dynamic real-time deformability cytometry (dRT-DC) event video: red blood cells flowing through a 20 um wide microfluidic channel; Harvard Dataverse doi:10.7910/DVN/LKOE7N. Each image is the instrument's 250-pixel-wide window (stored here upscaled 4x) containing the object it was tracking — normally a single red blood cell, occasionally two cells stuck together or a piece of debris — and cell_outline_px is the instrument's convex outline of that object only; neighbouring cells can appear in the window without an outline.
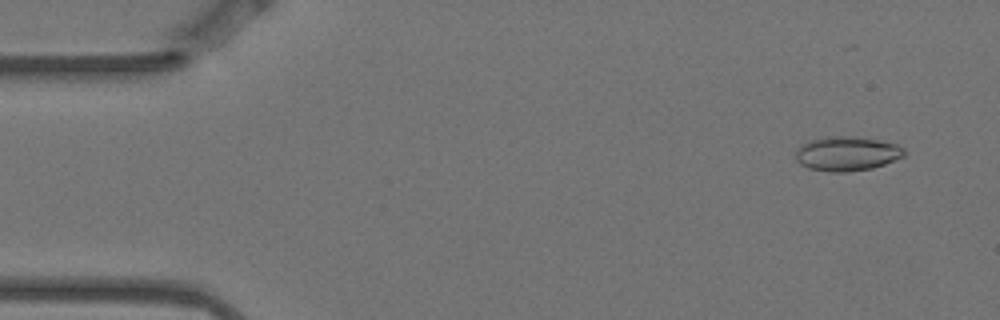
{"species": "Egyptian fruit bat (a non-hibernating species)", "species_latin": "Rousettus aegyptiacus", "temperature_condition": "warm", "stored_images_in_passage": 6, "camera_frame_rate_fps": 3000, "um_per_image_px": 0.085, "animal": {"sex": "female"}, "frame": {"image": 1, "passage_image": 1, "time_ms": 0.0, "image_size_px": [1000, 320], "cell_outline_px": [[904, 156], [884, 164], [872, 168], [848, 172], [832, 172], [808, 168], [800, 164], [796, 160], [796, 148], [800, 144], [808, 140], [828, 136], [856, 136], [880, 140], [896, 144], [904, 148]], "centroid_in_image_um": [71.95, 13.05], "position_along_channel_um": 13.0, "area_um2": 21.96}}
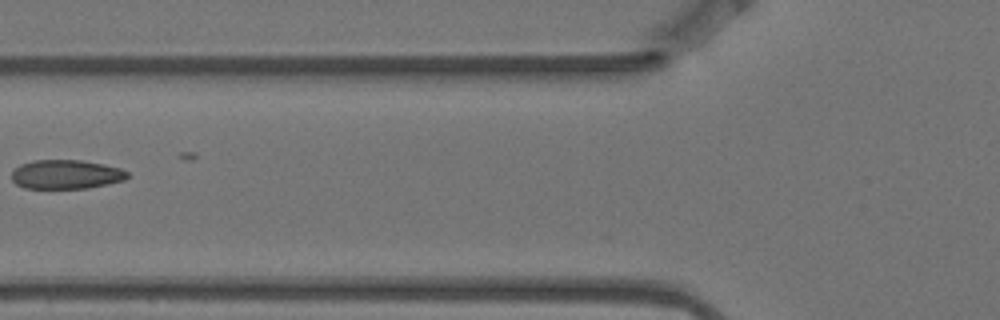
{"frame": {"image": 2, "passage_image": 5, "time_ms": 1.333, "image_size_px": [1000, 320], "cell_outline_px": [[128, 176], [124, 180], [88, 188], [24, 188], [16, 184], [12, 180], [12, 172], [20, 164], [32, 160], [80, 160], [104, 164], [120, 168], [128, 172]], "centroid_in_image_um": [5.6, 14.82], "position_along_channel_um": 120.2, "area_um2": 19.59}}
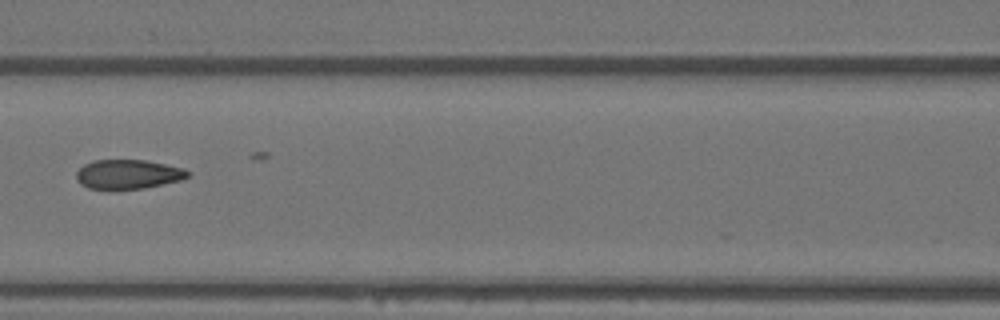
{"frame": {"image": 3, "passage_image": 6, "time_ms": 1.667, "image_size_px": [1000, 320], "cell_outline_px": [[192, 172], [188, 176], [180, 180], [144, 188], [88, 188], [80, 184], [76, 180], [76, 172], [84, 164], [92, 160], [144, 160], [184, 168]], "centroid_in_image_um": [10.87, 14.79], "position_along_channel_um": 155.7, "area_um2": 18.84}}